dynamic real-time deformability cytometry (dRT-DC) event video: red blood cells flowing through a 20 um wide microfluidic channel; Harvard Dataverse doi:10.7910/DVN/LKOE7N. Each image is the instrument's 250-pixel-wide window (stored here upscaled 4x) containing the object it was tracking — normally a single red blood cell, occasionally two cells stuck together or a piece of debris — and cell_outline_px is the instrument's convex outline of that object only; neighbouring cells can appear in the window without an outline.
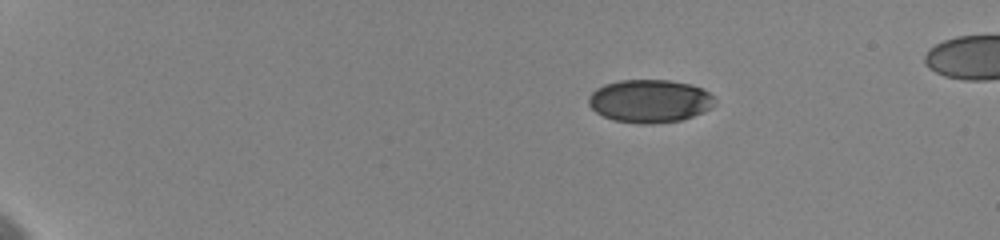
{"species": "human", "species_latin": "Homo sapiens", "temperature_condition": "cold", "stored_images_in_passage": 53, "camera_frame_rate_fps": 3000, "um_per_image_px": 0.085, "donor": {"sex": "female"}, "frame": {"image": 1, "passage_image": 17, "time_ms": 3.667, "image_size_px": [1000, 240], "cell_outline_px": [[716, 104], [712, 108], [704, 112], [680, 120], [648, 124], [640, 124], [612, 120], [596, 112], [588, 104], [588, 96], [596, 88], [604, 84], [620, 80], [668, 80], [692, 84], [708, 92], [716, 100]], "centroid_in_image_um": [55.23, 8.58], "position_along_channel_um": 29.8, "area_um2": 31.79}}